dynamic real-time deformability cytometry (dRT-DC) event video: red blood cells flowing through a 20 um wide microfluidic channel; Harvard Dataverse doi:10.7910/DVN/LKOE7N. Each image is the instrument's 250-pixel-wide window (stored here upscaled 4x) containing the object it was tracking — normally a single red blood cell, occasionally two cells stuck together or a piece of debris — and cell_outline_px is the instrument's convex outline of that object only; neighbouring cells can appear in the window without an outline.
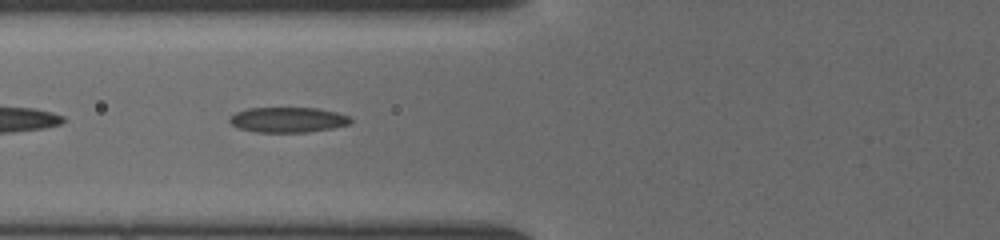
{"species": "common noctule bat (a hibernating species)", "species_latin": "Nyctalus noctula", "temperature_condition": "cold", "stored_images_in_passage": 14, "segment_of_instrument_passage": [2, 2], "camera_frame_rate_fps": 3000, "um_per_image_px": 0.085, "animal": {"sex": "female", "body_mass_g": 19.5, "forearm_length_mm": 54.1}, "frame": {"image": 1, "passage_image": 12, "time_ms": 6.333, "image_size_px": [1000, 240], "cell_outline_px": [[352, 120], [348, 124], [332, 128], [308, 132], [256, 132], [240, 128], [232, 124], [228, 120], [228, 116], [236, 112], [248, 108], [316, 108], [336, 112], [352, 116]], "centroid_in_image_um": [24.47, 10.17], "position_along_channel_um": 101.3, "area_um2": 17.8}}